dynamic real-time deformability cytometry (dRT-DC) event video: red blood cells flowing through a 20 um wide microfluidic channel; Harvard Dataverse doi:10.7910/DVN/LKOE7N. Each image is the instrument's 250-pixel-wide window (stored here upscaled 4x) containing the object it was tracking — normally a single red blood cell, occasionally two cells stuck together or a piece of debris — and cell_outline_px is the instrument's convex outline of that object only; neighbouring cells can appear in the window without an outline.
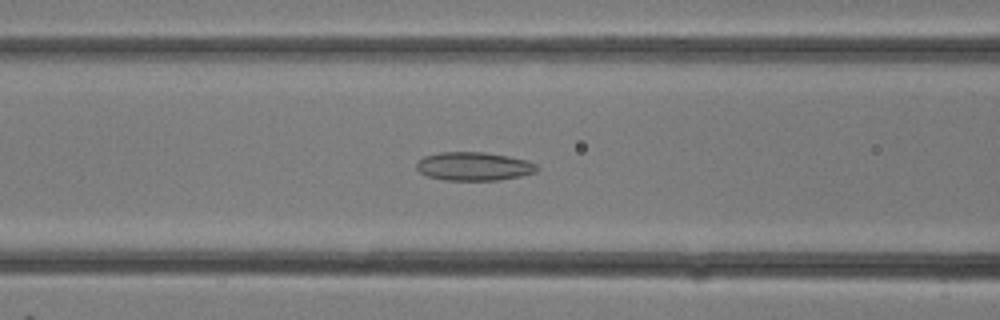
{"species": "common noctule bat (a hibernating species)", "species_latin": "Nyctalus noctula", "temperature_condition": "room temperature", "stored_images_in_passage": 21, "camera_frame_rate_fps": 3000, "um_per_image_px": 0.085, "animal": {"sex": "female"}, "frame": {"image": 1, "passage_image": 13, "time_ms": 4.0, "image_size_px": [1000, 320], "cell_outline_px": [[540, 168], [536, 172], [520, 176], [496, 180], [444, 180], [428, 176], [420, 172], [416, 168], [416, 164], [424, 156], [440, 152], [484, 152], [508, 156], [528, 160], [536, 164]], "centroid_in_image_um": [40.3, 14.13], "position_along_channel_um": 126.3, "area_um2": 20.0}}
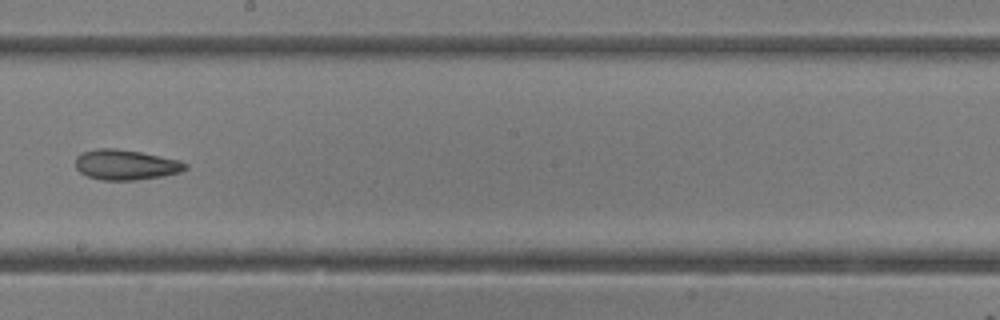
{"frame": {"image": 2, "passage_image": 18, "time_ms": 5.667, "image_size_px": [1000, 320], "cell_outline_px": [[188, 168], [180, 172], [164, 176], [136, 180], [104, 180], [88, 176], [80, 172], [76, 168], [76, 156], [80, 152], [96, 148], [116, 148], [140, 152], [180, 160], [188, 164]], "centroid_in_image_um": [10.69, 14.0], "position_along_channel_um": 237.5, "area_um2": 19.48}}
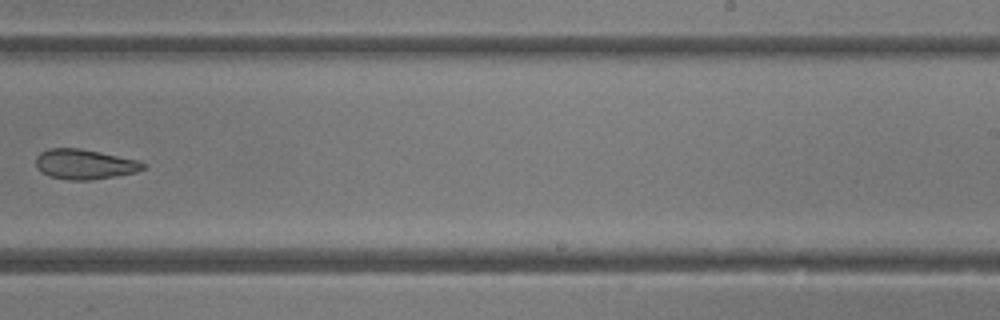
{"frame": {"image": 3, "passage_image": 20, "time_ms": 6.333, "image_size_px": [1000, 320], "cell_outline_px": [[148, 164], [144, 168], [136, 172], [92, 180], [68, 180], [48, 176], [36, 164], [36, 156], [40, 152], [48, 148], [80, 148], [140, 160]], "centroid_in_image_um": [7.22, 13.95], "position_along_channel_um": 281.8, "area_um2": 18.79}}